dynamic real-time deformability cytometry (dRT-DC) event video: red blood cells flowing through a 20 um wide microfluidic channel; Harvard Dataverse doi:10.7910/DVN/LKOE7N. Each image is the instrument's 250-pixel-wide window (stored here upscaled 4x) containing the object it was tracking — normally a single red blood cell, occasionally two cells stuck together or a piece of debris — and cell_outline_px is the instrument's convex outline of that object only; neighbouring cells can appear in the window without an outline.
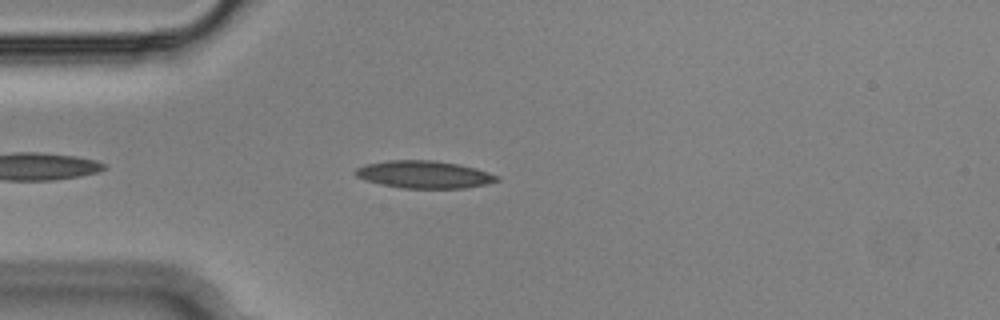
{"species": "Egyptian fruit bat (a non-hibernating species)", "species_latin": "Rousettus aegyptiacus", "temperature_condition": "cold", "stored_images_in_passage": 30, "camera_frame_rate_fps": 3000, "um_per_image_px": 0.085, "animal": {"sex": "male"}, "frame": {"image": 1, "passage_image": 5, "time_ms": 1.333, "image_size_px": [1000, 320], "cell_outline_px": [[500, 180], [484, 184], [464, 188], [400, 188], [380, 184], [364, 180], [356, 176], [352, 172], [356, 168], [364, 164], [388, 160], [436, 160], [460, 164], [476, 168], [500, 176]], "centroid_in_image_um": [36.02, 14.82], "position_along_channel_um": 49.0, "area_um2": 22.89}}
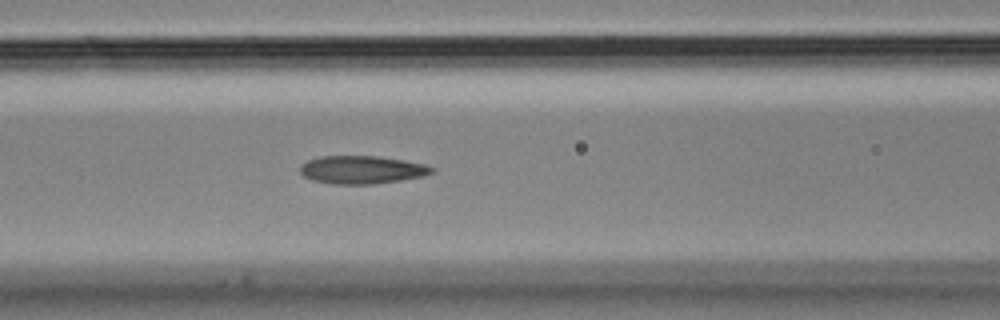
{"frame": {"image": 2, "passage_image": 13, "time_ms": 4.0, "image_size_px": [1000, 320], "cell_outline_px": [[436, 172], [424, 176], [400, 180], [372, 184], [332, 184], [312, 180], [304, 176], [300, 172], [300, 164], [308, 160], [320, 156], [376, 156], [404, 160], [424, 164], [436, 168]], "centroid_in_image_um": [30.77, 14.43], "position_along_channel_um": 135.8, "area_um2": 21.62}}
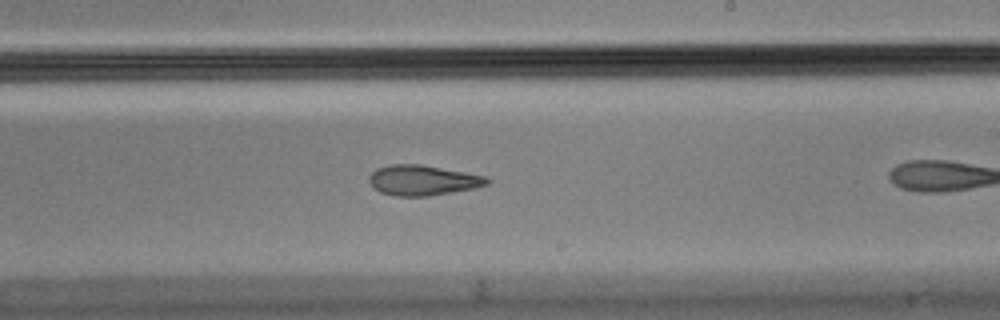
{"frame": {"image": 3, "passage_image": 19, "time_ms": 6.0, "image_size_px": [1000, 320], "cell_outline_px": [[492, 180], [488, 184], [476, 188], [428, 196], [396, 196], [380, 192], [368, 180], [368, 176], [376, 168], [392, 164], [420, 164], [488, 176]], "centroid_in_image_um": [35.97, 15.32], "position_along_channel_um": 253.0, "area_um2": 20.87}}